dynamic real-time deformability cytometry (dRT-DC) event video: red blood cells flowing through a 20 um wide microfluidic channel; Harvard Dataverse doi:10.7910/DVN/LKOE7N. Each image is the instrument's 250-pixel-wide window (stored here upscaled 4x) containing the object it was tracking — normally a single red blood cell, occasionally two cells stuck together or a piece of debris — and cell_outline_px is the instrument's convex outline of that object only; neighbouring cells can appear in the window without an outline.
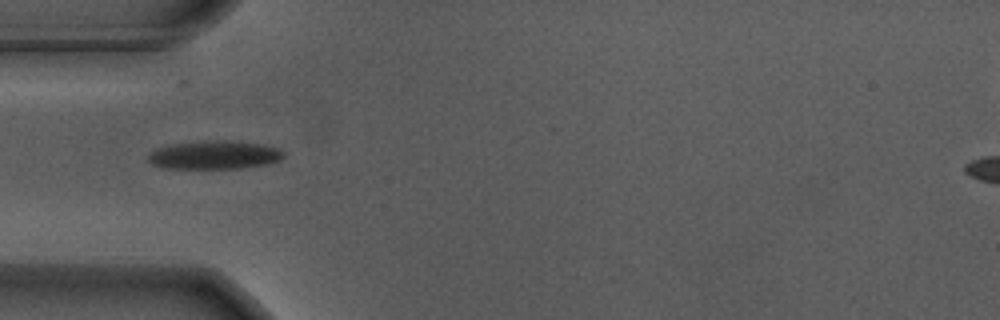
{"species": "Egyptian fruit bat (a non-hibernating species)", "species_latin": "Rousettus aegyptiacus", "temperature_condition": "warm", "stored_images_in_passage": 39, "camera_frame_rate_fps": 3000, "um_per_image_px": 0.085, "animal": {"sex": "male"}, "frame": {"image": 1, "passage_image": 1, "time_ms": 0.0, "image_size_px": [1000, 320], "cell_outline_px": [[284, 156], [280, 160], [268, 164], [244, 168], [164, 168], [152, 164], [148, 160], [148, 156], [156, 148], [172, 144], [204, 140], [224, 140], [260, 144], [276, 148], [284, 152]], "centroid_in_image_um": [18.22, 13.17], "position_along_channel_um": 66.8, "area_um2": 22.37}}
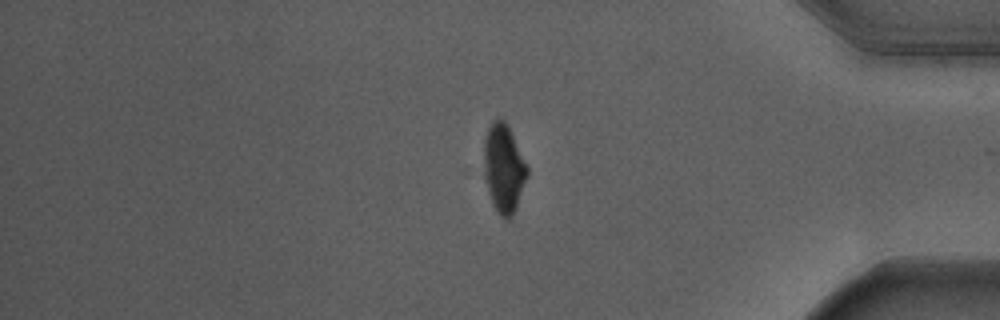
{"frame": {"image": 2, "passage_image": 30, "time_ms": 9.667, "image_size_px": [1000, 320], "cell_outline_px": [[528, 176], [516, 208], [512, 216], [508, 220], [504, 220], [496, 212], [492, 204], [484, 176], [484, 140], [488, 128], [492, 120], [500, 116], [508, 124], [528, 168]], "centroid_in_image_um": [42.81, 14.31], "position_along_channel_um": 392.4, "area_um2": 22.6}}
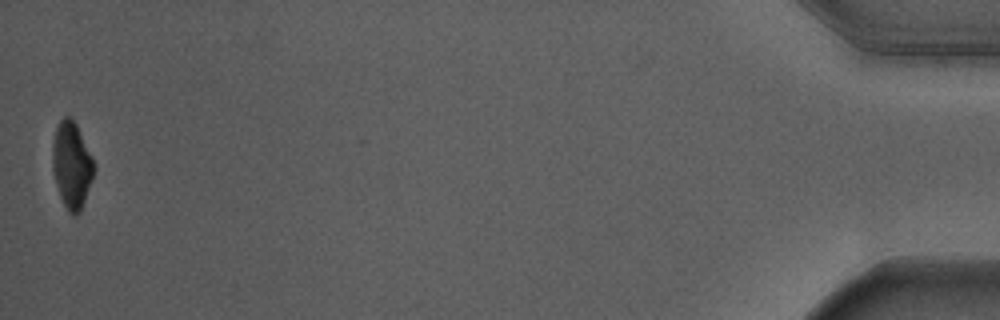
{"frame": {"image": 3, "passage_image": 39, "time_ms": 12.667, "image_size_px": [1000, 320], "cell_outline_px": [[96, 168], [80, 212], [76, 216], [72, 216], [68, 212], [60, 196], [52, 172], [52, 144], [56, 128], [60, 120], [64, 116], [68, 116], [76, 124], [92, 156]], "centroid_in_image_um": [6.09, 14.05], "position_along_channel_um": 429.1, "area_um2": 20.92}}